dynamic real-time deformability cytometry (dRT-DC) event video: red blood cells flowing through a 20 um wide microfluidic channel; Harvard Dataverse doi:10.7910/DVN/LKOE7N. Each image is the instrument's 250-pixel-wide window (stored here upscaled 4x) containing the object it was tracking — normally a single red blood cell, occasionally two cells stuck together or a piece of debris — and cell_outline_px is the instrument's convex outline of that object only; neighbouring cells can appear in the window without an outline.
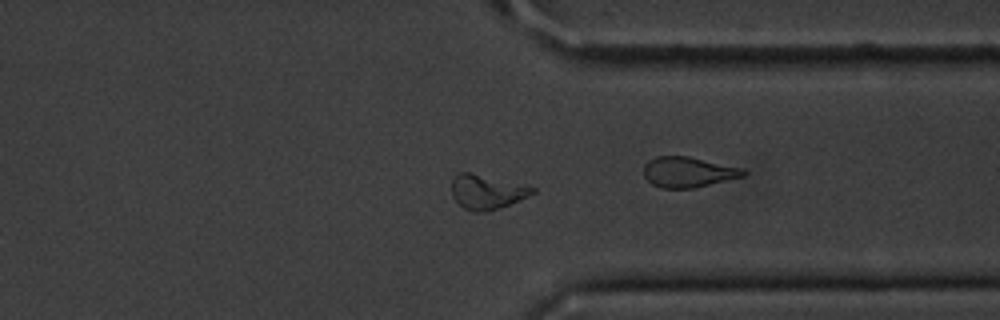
{"species": "common noctule bat (a hibernating species)", "species_latin": "Nyctalus noctula", "temperature_condition": "cold", "stored_images_in_passage": 54, "camera_frame_rate_fps": 3000, "um_per_image_px": 0.085, "animal": {"sex": "male", "body_mass_g": 20.1, "forearm_length_mm": 53.5}, "frame": {"image": 1, "passage_image": 40, "time_ms": 13.0, "image_size_px": [1000, 320], "cell_outline_px": [[536, 192], [528, 196], [500, 208], [488, 212], [472, 212], [464, 208], [452, 196], [452, 176], [456, 172], [468, 172], [536, 188]], "centroid_in_image_um": [41.33, 16.32], "position_along_channel_um": 370.1, "area_um2": 16.07}}
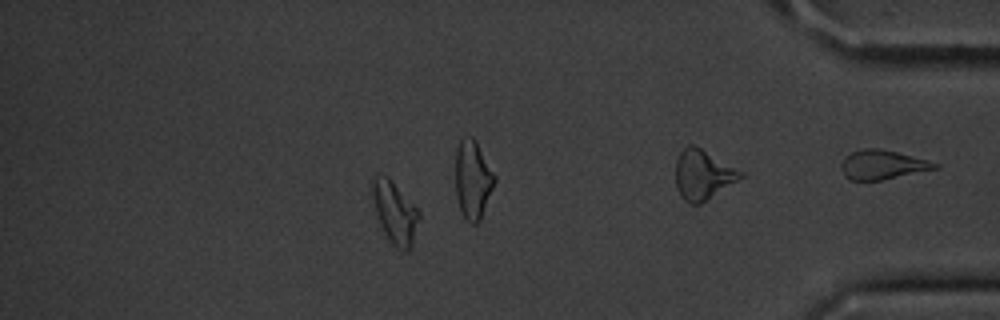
{"frame": {"image": 2, "passage_image": 46, "time_ms": 15.0, "image_size_px": [1000, 320], "cell_outline_px": [[420, 216], [412, 244], [408, 252], [404, 252], [396, 248], [388, 240], [380, 224], [368, 192], [372, 180], [376, 176], [388, 176], [420, 212]], "centroid_in_image_um": [33.52, 18.06], "position_along_channel_um": 401.7, "area_um2": 17.11}}